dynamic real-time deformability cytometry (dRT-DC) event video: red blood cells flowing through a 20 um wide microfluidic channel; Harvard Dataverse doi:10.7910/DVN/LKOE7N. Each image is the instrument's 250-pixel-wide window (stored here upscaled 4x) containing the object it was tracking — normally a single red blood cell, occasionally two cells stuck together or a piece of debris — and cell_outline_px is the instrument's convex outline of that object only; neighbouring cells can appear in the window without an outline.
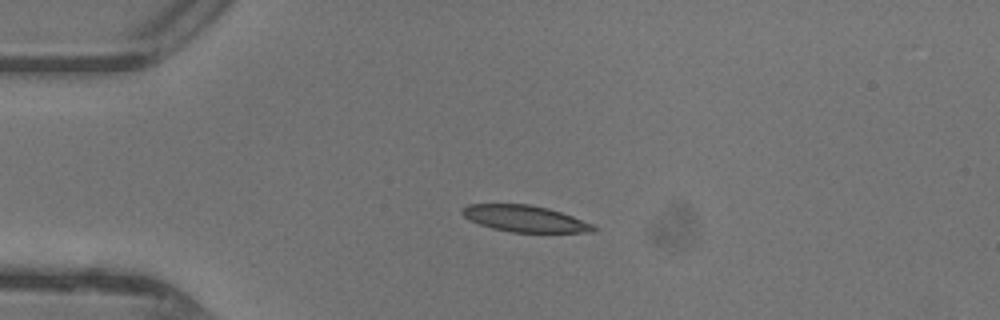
{"species": "common noctule bat (a hibernating species)", "species_latin": "Nyctalus noctula", "temperature_condition": "warm", "stored_images_in_passage": 37, "camera_frame_rate_fps": 3000, "um_per_image_px": 0.085, "animal": {"sex": "female"}, "frame": {"image": 1, "passage_image": 1, "time_ms": 0.0, "image_size_px": [1000, 320], "cell_outline_px": [[596, 232], [512, 232], [492, 228], [468, 220], [460, 212], [460, 208], [468, 204], [528, 204], [548, 208], [572, 216], [592, 224], [596, 228]], "centroid_in_image_um": [44.56, 18.58], "position_along_channel_um": 40.4, "area_um2": 20.17}}
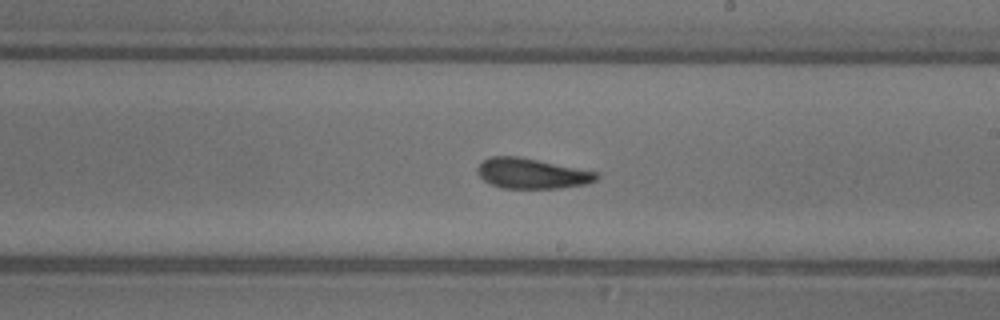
{"frame": {"image": 2, "passage_image": 17, "time_ms": 5.333, "image_size_px": [1000, 320], "cell_outline_px": [[600, 176], [596, 180], [588, 184], [560, 188], [500, 188], [488, 184], [476, 172], [476, 168], [484, 160], [492, 156], [520, 156], [600, 172]], "centroid_in_image_um": [45.23, 14.74], "position_along_channel_um": 243.8, "area_um2": 21.39}}
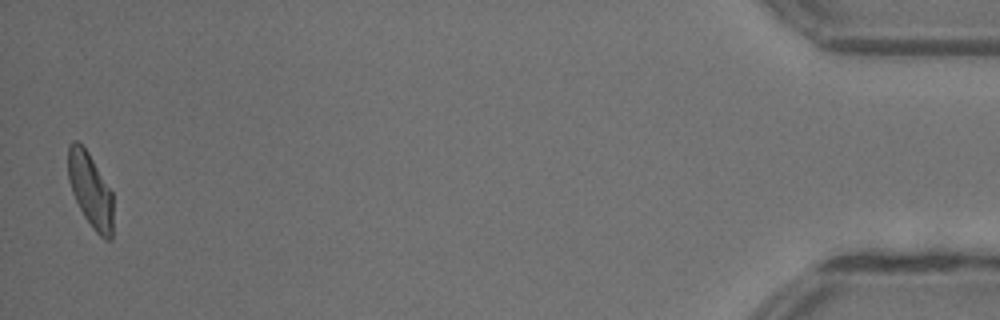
{"frame": {"image": 3, "passage_image": 36, "time_ms": 11.667, "image_size_px": [1000, 320], "cell_outline_px": [[112, 240], [104, 240], [92, 228], [84, 216], [72, 192], [68, 180], [68, 148], [72, 140], [76, 140], [88, 152], [112, 192]], "centroid_in_image_um": [7.68, 16.18], "position_along_channel_um": 427.5, "area_um2": 19.36}, "authors_computed_cell_mechanics": {"area_um2": 20.9236, "velocity_mm_per_s": 4.3976, "shape_relaxation_time_tau1_ms": 5.1122, "shape_relaxation_time_tau2_ms": 3.1466, "deformation_change_tau1": 0.1789, "deformation_change_tau2": 0.1126}}